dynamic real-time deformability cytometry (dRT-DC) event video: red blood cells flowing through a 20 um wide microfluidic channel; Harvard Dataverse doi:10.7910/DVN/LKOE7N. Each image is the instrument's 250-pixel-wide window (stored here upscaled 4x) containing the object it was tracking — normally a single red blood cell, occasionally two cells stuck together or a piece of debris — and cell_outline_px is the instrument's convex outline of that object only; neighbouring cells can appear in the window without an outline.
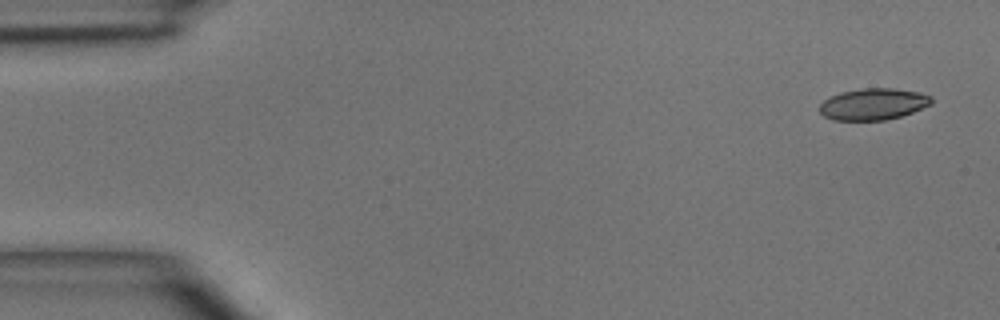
{"species": "common noctule bat (a hibernating species)", "species_latin": "Nyctalus noctula", "temperature_condition": "room temperature", "stored_images_in_passage": 5, "segment_of_instrument_passage": [2, 2], "camera_frame_rate_fps": 3000, "um_per_image_px": 0.085, "animal": {"sex": "male", "body_mass_g": 15.6}, "frame": {"image": 1, "passage_image": 5, "time_ms": 4.667, "image_size_px": [1000, 320], "cell_outline_px": [[932, 104], [912, 112], [900, 116], [884, 120], [836, 120], [824, 116], [820, 112], [820, 104], [824, 100], [840, 92], [860, 88], [896, 88], [920, 92], [932, 96]], "centroid_in_image_um": [74.25, 8.83], "position_along_channel_um": 10.7, "area_um2": 20.58}}